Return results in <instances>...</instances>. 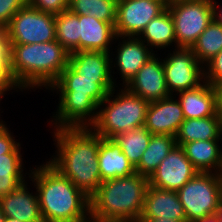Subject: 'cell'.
Instances as JSON below:
<instances>
[{
    "label": "cell",
    "mask_w": 222,
    "mask_h": 222,
    "mask_svg": "<svg viewBox=\"0 0 222 222\" xmlns=\"http://www.w3.org/2000/svg\"><path fill=\"white\" fill-rule=\"evenodd\" d=\"M115 87L113 79L84 78L68 65L48 88L59 94L56 112L49 121L52 130L91 127L99 104Z\"/></svg>",
    "instance_id": "6da1fadb"
},
{
    "label": "cell",
    "mask_w": 222,
    "mask_h": 222,
    "mask_svg": "<svg viewBox=\"0 0 222 222\" xmlns=\"http://www.w3.org/2000/svg\"><path fill=\"white\" fill-rule=\"evenodd\" d=\"M21 144L12 152L0 157V199L13 192L24 183L30 170L24 171ZM23 157V158H22ZM25 172V173H24Z\"/></svg>",
    "instance_id": "d4e9b609"
},
{
    "label": "cell",
    "mask_w": 222,
    "mask_h": 222,
    "mask_svg": "<svg viewBox=\"0 0 222 222\" xmlns=\"http://www.w3.org/2000/svg\"><path fill=\"white\" fill-rule=\"evenodd\" d=\"M175 139L178 146L191 141L222 139V116L185 119Z\"/></svg>",
    "instance_id": "cb8c5ba5"
},
{
    "label": "cell",
    "mask_w": 222,
    "mask_h": 222,
    "mask_svg": "<svg viewBox=\"0 0 222 222\" xmlns=\"http://www.w3.org/2000/svg\"><path fill=\"white\" fill-rule=\"evenodd\" d=\"M176 145V139L172 135L152 134L148 147L135 167L136 173L149 178Z\"/></svg>",
    "instance_id": "484cf974"
},
{
    "label": "cell",
    "mask_w": 222,
    "mask_h": 222,
    "mask_svg": "<svg viewBox=\"0 0 222 222\" xmlns=\"http://www.w3.org/2000/svg\"><path fill=\"white\" fill-rule=\"evenodd\" d=\"M162 1L166 6L171 2V0H160Z\"/></svg>",
    "instance_id": "ee69618b"
},
{
    "label": "cell",
    "mask_w": 222,
    "mask_h": 222,
    "mask_svg": "<svg viewBox=\"0 0 222 222\" xmlns=\"http://www.w3.org/2000/svg\"><path fill=\"white\" fill-rule=\"evenodd\" d=\"M0 113H3V111L2 112H0ZM0 116H2L1 114H0ZM1 118V117H0ZM5 121H3V119H0V126L4 123Z\"/></svg>",
    "instance_id": "f6af8a7d"
},
{
    "label": "cell",
    "mask_w": 222,
    "mask_h": 222,
    "mask_svg": "<svg viewBox=\"0 0 222 222\" xmlns=\"http://www.w3.org/2000/svg\"><path fill=\"white\" fill-rule=\"evenodd\" d=\"M162 62L170 95L194 89L205 82L204 66L190 48L173 49Z\"/></svg>",
    "instance_id": "30bf717a"
},
{
    "label": "cell",
    "mask_w": 222,
    "mask_h": 222,
    "mask_svg": "<svg viewBox=\"0 0 222 222\" xmlns=\"http://www.w3.org/2000/svg\"><path fill=\"white\" fill-rule=\"evenodd\" d=\"M215 88L217 91L218 112L222 116V82L218 83Z\"/></svg>",
    "instance_id": "8d00e7d4"
},
{
    "label": "cell",
    "mask_w": 222,
    "mask_h": 222,
    "mask_svg": "<svg viewBox=\"0 0 222 222\" xmlns=\"http://www.w3.org/2000/svg\"><path fill=\"white\" fill-rule=\"evenodd\" d=\"M221 142L222 139L191 141L181 147L199 172L222 173Z\"/></svg>",
    "instance_id": "7402d4cb"
},
{
    "label": "cell",
    "mask_w": 222,
    "mask_h": 222,
    "mask_svg": "<svg viewBox=\"0 0 222 222\" xmlns=\"http://www.w3.org/2000/svg\"><path fill=\"white\" fill-rule=\"evenodd\" d=\"M6 44H35L56 40L55 14L28 4L14 14L4 28Z\"/></svg>",
    "instance_id": "9c48e42d"
},
{
    "label": "cell",
    "mask_w": 222,
    "mask_h": 222,
    "mask_svg": "<svg viewBox=\"0 0 222 222\" xmlns=\"http://www.w3.org/2000/svg\"><path fill=\"white\" fill-rule=\"evenodd\" d=\"M190 49L204 66L222 50V24L213 19Z\"/></svg>",
    "instance_id": "83f0119b"
},
{
    "label": "cell",
    "mask_w": 222,
    "mask_h": 222,
    "mask_svg": "<svg viewBox=\"0 0 222 222\" xmlns=\"http://www.w3.org/2000/svg\"><path fill=\"white\" fill-rule=\"evenodd\" d=\"M212 4H213V10H214V19L222 24V7L221 3L218 4V2L216 0H212Z\"/></svg>",
    "instance_id": "d590c367"
},
{
    "label": "cell",
    "mask_w": 222,
    "mask_h": 222,
    "mask_svg": "<svg viewBox=\"0 0 222 222\" xmlns=\"http://www.w3.org/2000/svg\"><path fill=\"white\" fill-rule=\"evenodd\" d=\"M69 56L57 40L7 44L8 77L18 92L48 90L68 66Z\"/></svg>",
    "instance_id": "3957f363"
},
{
    "label": "cell",
    "mask_w": 222,
    "mask_h": 222,
    "mask_svg": "<svg viewBox=\"0 0 222 222\" xmlns=\"http://www.w3.org/2000/svg\"><path fill=\"white\" fill-rule=\"evenodd\" d=\"M166 8L167 6L160 0H118L116 36L139 37L147 24Z\"/></svg>",
    "instance_id": "8fae6325"
},
{
    "label": "cell",
    "mask_w": 222,
    "mask_h": 222,
    "mask_svg": "<svg viewBox=\"0 0 222 222\" xmlns=\"http://www.w3.org/2000/svg\"><path fill=\"white\" fill-rule=\"evenodd\" d=\"M9 129L5 122L0 126V157L12 153L21 144Z\"/></svg>",
    "instance_id": "e575fe53"
},
{
    "label": "cell",
    "mask_w": 222,
    "mask_h": 222,
    "mask_svg": "<svg viewBox=\"0 0 222 222\" xmlns=\"http://www.w3.org/2000/svg\"><path fill=\"white\" fill-rule=\"evenodd\" d=\"M148 185V177L138 173L102 181L90 196V215L102 220L137 222Z\"/></svg>",
    "instance_id": "5b68a950"
},
{
    "label": "cell",
    "mask_w": 222,
    "mask_h": 222,
    "mask_svg": "<svg viewBox=\"0 0 222 222\" xmlns=\"http://www.w3.org/2000/svg\"><path fill=\"white\" fill-rule=\"evenodd\" d=\"M152 134L145 126L126 131L113 138L128 160L136 167L148 147Z\"/></svg>",
    "instance_id": "4316f807"
},
{
    "label": "cell",
    "mask_w": 222,
    "mask_h": 222,
    "mask_svg": "<svg viewBox=\"0 0 222 222\" xmlns=\"http://www.w3.org/2000/svg\"><path fill=\"white\" fill-rule=\"evenodd\" d=\"M177 48H191L214 19L212 0L171 1Z\"/></svg>",
    "instance_id": "ba28073f"
},
{
    "label": "cell",
    "mask_w": 222,
    "mask_h": 222,
    "mask_svg": "<svg viewBox=\"0 0 222 222\" xmlns=\"http://www.w3.org/2000/svg\"><path fill=\"white\" fill-rule=\"evenodd\" d=\"M193 222H219L216 214H211L202 218H198Z\"/></svg>",
    "instance_id": "f35d334b"
},
{
    "label": "cell",
    "mask_w": 222,
    "mask_h": 222,
    "mask_svg": "<svg viewBox=\"0 0 222 222\" xmlns=\"http://www.w3.org/2000/svg\"><path fill=\"white\" fill-rule=\"evenodd\" d=\"M171 1H189V0H171Z\"/></svg>",
    "instance_id": "bcb514c9"
},
{
    "label": "cell",
    "mask_w": 222,
    "mask_h": 222,
    "mask_svg": "<svg viewBox=\"0 0 222 222\" xmlns=\"http://www.w3.org/2000/svg\"><path fill=\"white\" fill-rule=\"evenodd\" d=\"M185 120L178 99L171 95L167 98L150 102L144 126L151 134L176 136Z\"/></svg>",
    "instance_id": "9a60e30c"
},
{
    "label": "cell",
    "mask_w": 222,
    "mask_h": 222,
    "mask_svg": "<svg viewBox=\"0 0 222 222\" xmlns=\"http://www.w3.org/2000/svg\"><path fill=\"white\" fill-rule=\"evenodd\" d=\"M157 54L151 57L124 86L130 93L148 102L171 96L166 86L162 58L160 59Z\"/></svg>",
    "instance_id": "5bb4252c"
},
{
    "label": "cell",
    "mask_w": 222,
    "mask_h": 222,
    "mask_svg": "<svg viewBox=\"0 0 222 222\" xmlns=\"http://www.w3.org/2000/svg\"><path fill=\"white\" fill-rule=\"evenodd\" d=\"M218 221L222 222V203L218 206V208L216 209V213Z\"/></svg>",
    "instance_id": "60d3db41"
},
{
    "label": "cell",
    "mask_w": 222,
    "mask_h": 222,
    "mask_svg": "<svg viewBox=\"0 0 222 222\" xmlns=\"http://www.w3.org/2000/svg\"><path fill=\"white\" fill-rule=\"evenodd\" d=\"M4 217L5 216L3 215L2 211H1V208H0V222H3Z\"/></svg>",
    "instance_id": "7bdbcfd3"
},
{
    "label": "cell",
    "mask_w": 222,
    "mask_h": 222,
    "mask_svg": "<svg viewBox=\"0 0 222 222\" xmlns=\"http://www.w3.org/2000/svg\"><path fill=\"white\" fill-rule=\"evenodd\" d=\"M3 222H21V221L15 218H9L5 216Z\"/></svg>",
    "instance_id": "b9f144b4"
},
{
    "label": "cell",
    "mask_w": 222,
    "mask_h": 222,
    "mask_svg": "<svg viewBox=\"0 0 222 222\" xmlns=\"http://www.w3.org/2000/svg\"><path fill=\"white\" fill-rule=\"evenodd\" d=\"M27 4L42 12L56 15L68 10L69 0H27Z\"/></svg>",
    "instance_id": "836d02e7"
},
{
    "label": "cell",
    "mask_w": 222,
    "mask_h": 222,
    "mask_svg": "<svg viewBox=\"0 0 222 222\" xmlns=\"http://www.w3.org/2000/svg\"><path fill=\"white\" fill-rule=\"evenodd\" d=\"M177 194L187 222L215 214L222 203V173L198 172Z\"/></svg>",
    "instance_id": "52a82bcc"
},
{
    "label": "cell",
    "mask_w": 222,
    "mask_h": 222,
    "mask_svg": "<svg viewBox=\"0 0 222 222\" xmlns=\"http://www.w3.org/2000/svg\"><path fill=\"white\" fill-rule=\"evenodd\" d=\"M31 169L27 177L44 222H84L90 216V197L48 161Z\"/></svg>",
    "instance_id": "277c9868"
},
{
    "label": "cell",
    "mask_w": 222,
    "mask_h": 222,
    "mask_svg": "<svg viewBox=\"0 0 222 222\" xmlns=\"http://www.w3.org/2000/svg\"><path fill=\"white\" fill-rule=\"evenodd\" d=\"M54 155L48 162L89 197L101 184L98 164L100 138L91 127L53 130Z\"/></svg>",
    "instance_id": "7a4b0ae2"
},
{
    "label": "cell",
    "mask_w": 222,
    "mask_h": 222,
    "mask_svg": "<svg viewBox=\"0 0 222 222\" xmlns=\"http://www.w3.org/2000/svg\"><path fill=\"white\" fill-rule=\"evenodd\" d=\"M116 43L118 46H115V52L112 50L110 51L111 70H113L111 73L115 74V69L117 72L119 71L120 80L123 83L118 84V87H120L119 85L124 87L136 75L140 68L156 53L139 37L116 36L113 44L115 45Z\"/></svg>",
    "instance_id": "7c38bea8"
},
{
    "label": "cell",
    "mask_w": 222,
    "mask_h": 222,
    "mask_svg": "<svg viewBox=\"0 0 222 222\" xmlns=\"http://www.w3.org/2000/svg\"><path fill=\"white\" fill-rule=\"evenodd\" d=\"M98 164L102 181L136 173L135 167L113 139L100 138Z\"/></svg>",
    "instance_id": "ffe728a7"
},
{
    "label": "cell",
    "mask_w": 222,
    "mask_h": 222,
    "mask_svg": "<svg viewBox=\"0 0 222 222\" xmlns=\"http://www.w3.org/2000/svg\"><path fill=\"white\" fill-rule=\"evenodd\" d=\"M139 38L153 51L158 52L172 46L170 49H177V41L172 16L169 9L166 8L156 18L151 20ZM154 49H157L154 51Z\"/></svg>",
    "instance_id": "603a6c76"
},
{
    "label": "cell",
    "mask_w": 222,
    "mask_h": 222,
    "mask_svg": "<svg viewBox=\"0 0 222 222\" xmlns=\"http://www.w3.org/2000/svg\"><path fill=\"white\" fill-rule=\"evenodd\" d=\"M118 0H69L68 10L76 15H89L115 23Z\"/></svg>",
    "instance_id": "f546056e"
},
{
    "label": "cell",
    "mask_w": 222,
    "mask_h": 222,
    "mask_svg": "<svg viewBox=\"0 0 222 222\" xmlns=\"http://www.w3.org/2000/svg\"><path fill=\"white\" fill-rule=\"evenodd\" d=\"M68 65L84 78L88 79H113L114 84L118 83L111 73L110 53L100 51H78L71 52Z\"/></svg>",
    "instance_id": "44dd1931"
},
{
    "label": "cell",
    "mask_w": 222,
    "mask_h": 222,
    "mask_svg": "<svg viewBox=\"0 0 222 222\" xmlns=\"http://www.w3.org/2000/svg\"><path fill=\"white\" fill-rule=\"evenodd\" d=\"M198 172L183 148L176 145L150 175L148 182L149 186L177 192Z\"/></svg>",
    "instance_id": "4fadbf2b"
},
{
    "label": "cell",
    "mask_w": 222,
    "mask_h": 222,
    "mask_svg": "<svg viewBox=\"0 0 222 222\" xmlns=\"http://www.w3.org/2000/svg\"><path fill=\"white\" fill-rule=\"evenodd\" d=\"M12 90L18 92L8 77L7 44L4 29L0 27V98Z\"/></svg>",
    "instance_id": "4dcf8cb0"
},
{
    "label": "cell",
    "mask_w": 222,
    "mask_h": 222,
    "mask_svg": "<svg viewBox=\"0 0 222 222\" xmlns=\"http://www.w3.org/2000/svg\"><path fill=\"white\" fill-rule=\"evenodd\" d=\"M26 4L27 0H0V27L4 29Z\"/></svg>",
    "instance_id": "d6a6232c"
},
{
    "label": "cell",
    "mask_w": 222,
    "mask_h": 222,
    "mask_svg": "<svg viewBox=\"0 0 222 222\" xmlns=\"http://www.w3.org/2000/svg\"><path fill=\"white\" fill-rule=\"evenodd\" d=\"M204 78L212 86L222 82V50L204 65Z\"/></svg>",
    "instance_id": "1f68e13d"
},
{
    "label": "cell",
    "mask_w": 222,
    "mask_h": 222,
    "mask_svg": "<svg viewBox=\"0 0 222 222\" xmlns=\"http://www.w3.org/2000/svg\"><path fill=\"white\" fill-rule=\"evenodd\" d=\"M80 51L110 53L115 34V23L98 20L89 15H79Z\"/></svg>",
    "instance_id": "d6986e66"
},
{
    "label": "cell",
    "mask_w": 222,
    "mask_h": 222,
    "mask_svg": "<svg viewBox=\"0 0 222 222\" xmlns=\"http://www.w3.org/2000/svg\"><path fill=\"white\" fill-rule=\"evenodd\" d=\"M28 181V182H27ZM29 178L13 192L0 199V208L4 216L21 222H44L40 212L37 192H30Z\"/></svg>",
    "instance_id": "2e32d148"
},
{
    "label": "cell",
    "mask_w": 222,
    "mask_h": 222,
    "mask_svg": "<svg viewBox=\"0 0 222 222\" xmlns=\"http://www.w3.org/2000/svg\"><path fill=\"white\" fill-rule=\"evenodd\" d=\"M56 40L69 52L80 51L79 15L69 10L55 15Z\"/></svg>",
    "instance_id": "f1b7e54d"
},
{
    "label": "cell",
    "mask_w": 222,
    "mask_h": 222,
    "mask_svg": "<svg viewBox=\"0 0 222 222\" xmlns=\"http://www.w3.org/2000/svg\"><path fill=\"white\" fill-rule=\"evenodd\" d=\"M137 222H187V221H177L170 219H159V218H139Z\"/></svg>",
    "instance_id": "74e56055"
},
{
    "label": "cell",
    "mask_w": 222,
    "mask_h": 222,
    "mask_svg": "<svg viewBox=\"0 0 222 222\" xmlns=\"http://www.w3.org/2000/svg\"><path fill=\"white\" fill-rule=\"evenodd\" d=\"M140 218H159L187 221V217L176 191L147 187L143 211Z\"/></svg>",
    "instance_id": "ac0fdd59"
},
{
    "label": "cell",
    "mask_w": 222,
    "mask_h": 222,
    "mask_svg": "<svg viewBox=\"0 0 222 222\" xmlns=\"http://www.w3.org/2000/svg\"><path fill=\"white\" fill-rule=\"evenodd\" d=\"M149 104L125 87H115L99 104L97 118L91 128L102 138L113 139L126 131L144 126Z\"/></svg>",
    "instance_id": "8992f818"
},
{
    "label": "cell",
    "mask_w": 222,
    "mask_h": 222,
    "mask_svg": "<svg viewBox=\"0 0 222 222\" xmlns=\"http://www.w3.org/2000/svg\"><path fill=\"white\" fill-rule=\"evenodd\" d=\"M84 222H134V221L102 220V219L94 218L92 215H90Z\"/></svg>",
    "instance_id": "ab89813d"
},
{
    "label": "cell",
    "mask_w": 222,
    "mask_h": 222,
    "mask_svg": "<svg viewBox=\"0 0 222 222\" xmlns=\"http://www.w3.org/2000/svg\"><path fill=\"white\" fill-rule=\"evenodd\" d=\"M174 96L181 105L185 119L221 116L218 112L216 88L208 82H204L194 89L179 92Z\"/></svg>",
    "instance_id": "e0dca14e"
}]
</instances>
